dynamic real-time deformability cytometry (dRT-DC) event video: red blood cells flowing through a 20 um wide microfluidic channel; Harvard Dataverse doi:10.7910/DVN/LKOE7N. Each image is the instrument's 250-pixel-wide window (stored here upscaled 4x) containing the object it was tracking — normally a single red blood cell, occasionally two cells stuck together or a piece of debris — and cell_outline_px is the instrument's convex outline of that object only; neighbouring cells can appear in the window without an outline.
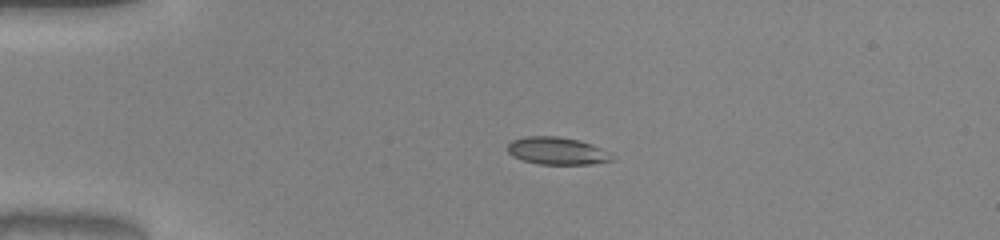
{"species": "common noctule bat (a hibernating species)", "species_latin": "Nyctalus noctula", "temperature_condition": "warm", "stored_images_in_passage": 52, "camera_frame_rate_fps": 3000, "um_per_image_px": 0.085, "animal": {"sex": "male", "body_mass_g": 20.0, "forearm_length_mm": 53.3}, "frame": {"image": 1, "passage_image": 12, "time_ms": 3.667, "image_size_px": [1000, 240], "cell_outline_px": [[616, 160], [592, 164], [540, 164], [524, 160], [512, 156], [508, 152], [508, 144], [512, 140], [524, 136], [556, 136], [580, 140], [592, 144], [608, 152]], "centroid_in_image_um": [47.36, 12.82], "position_along_channel_um": 37.6, "area_um2": 16.7}}
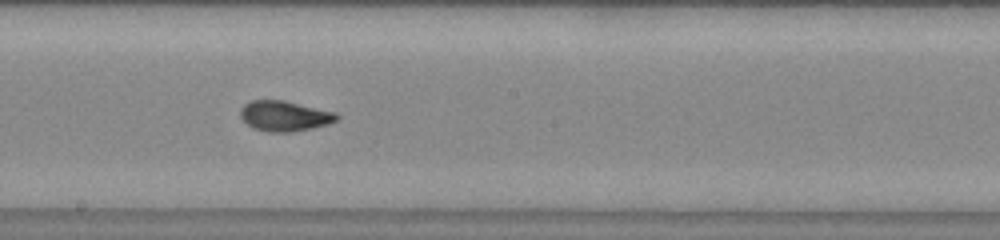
{"frame": {"image": 2, "passage_image": 29, "time_ms": 9.333, "image_size_px": [1000, 240], "cell_outline_px": [[340, 120], [328, 124], [312, 128], [288, 132], [268, 132], [252, 128], [240, 116], [240, 108], [244, 104], [252, 100], [284, 100], [336, 112], [340, 116]], "centroid_in_image_um": [24.21, 9.85], "position_along_channel_um": 224.0, "area_um2": 17.17}}
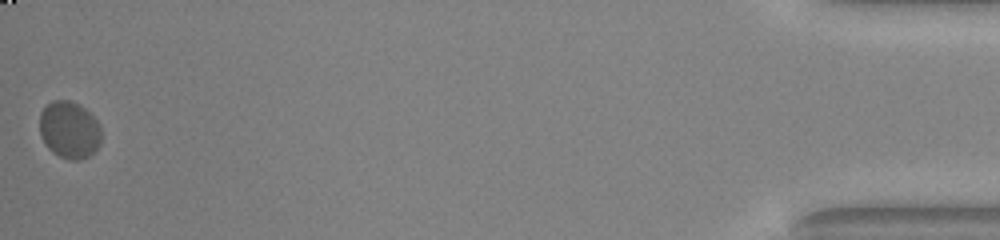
{"frame": {"image": 3, "passage_image": 52, "time_ms": 17.0, "image_size_px": [1000, 240], "cell_outline_px": [[100, 144], [88, 156], [80, 160], [68, 160], [52, 152], [44, 144], [40, 136], [40, 112], [52, 100], [68, 100], [80, 104], [100, 124]], "centroid_in_image_um": [5.87, 11.04], "position_along_channel_um": 429.3, "area_um2": 20.58}, "authors_computed_cell_mechanics": {"area_um2": 17.0799, "velocity_mm_per_s": 4.0571, "shape_relaxation_time_tau1_ms": 3.9583, "shape_relaxation_time_tau2_ms": 1.117, "deformation_change_tau1": 0.1818, "deformation_change_tau2": 0.0342}}